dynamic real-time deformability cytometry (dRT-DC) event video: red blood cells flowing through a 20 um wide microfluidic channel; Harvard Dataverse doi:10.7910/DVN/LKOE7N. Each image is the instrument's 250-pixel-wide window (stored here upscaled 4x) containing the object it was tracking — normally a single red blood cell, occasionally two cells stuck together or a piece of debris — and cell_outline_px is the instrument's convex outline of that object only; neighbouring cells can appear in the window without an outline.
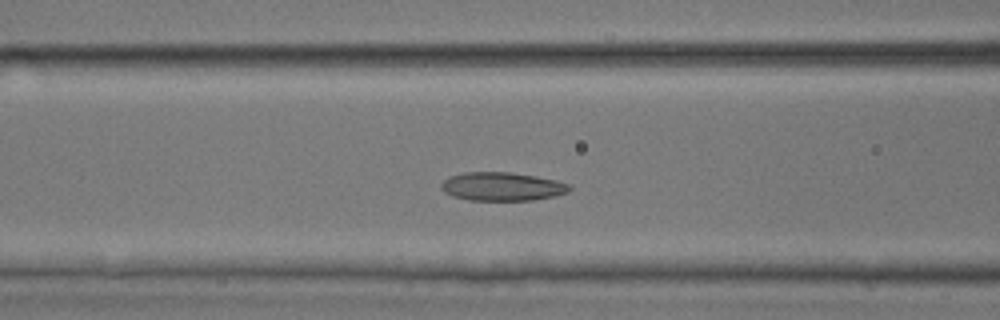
{"species": "common noctule bat (a hibernating species)", "species_latin": "Nyctalus noctula", "temperature_condition": "room temperature", "stored_images_in_passage": 33, "camera_frame_rate_fps": 3000, "um_per_image_px": 0.085, "animal": {"sex": "male", "body_mass_g": 17.9, "forearm_length_mm": 54.2}, "frame": {"image": 1, "passage_image": 5, "time_ms": 1.333, "image_size_px": [1000, 320], "cell_outline_px": [[572, 188], [568, 192], [552, 196], [532, 200], [468, 200], [452, 196], [444, 192], [440, 188], [440, 184], [448, 176], [464, 172], [508, 172], [536, 176], [556, 180], [572, 184]], "centroid_in_image_um": [42.66, 15.85], "position_along_channel_um": 123.9, "area_um2": 21.44}}
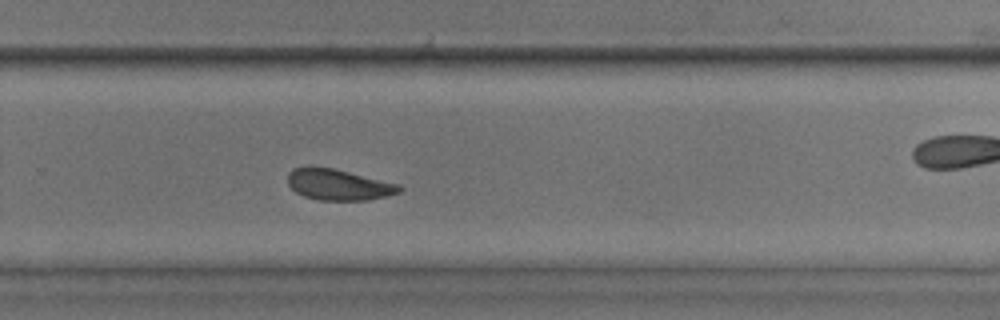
{"frame": {"image": 2, "passage_image": 17, "time_ms": 5.333, "image_size_px": [1000, 320], "cell_outline_px": [[404, 188], [400, 192], [388, 196], [368, 200], [316, 200], [304, 196], [296, 192], [288, 184], [288, 172], [292, 168], [308, 164], [332, 168], [400, 184]], "centroid_in_image_um": [28.75, 15.68], "position_along_channel_um": 301.1, "area_um2": 20.58}}
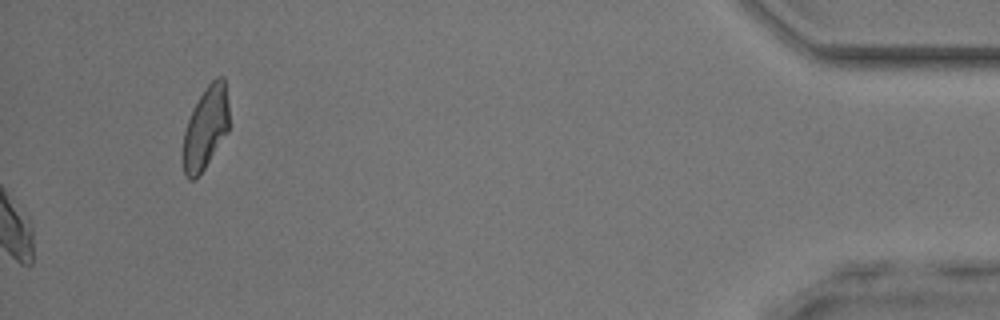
{"frame": {"image": 3, "passage_image": 33, "time_ms": 10.667, "image_size_px": [1000, 320], "cell_outline_px": [[228, 132], [196, 180], [188, 180], [184, 176], [180, 156], [184, 132], [188, 120], [204, 88], [216, 76], [224, 76], [228, 104]], "centroid_in_image_um": [17.44, 10.93], "position_along_channel_um": 417.8, "area_um2": 22.48}}